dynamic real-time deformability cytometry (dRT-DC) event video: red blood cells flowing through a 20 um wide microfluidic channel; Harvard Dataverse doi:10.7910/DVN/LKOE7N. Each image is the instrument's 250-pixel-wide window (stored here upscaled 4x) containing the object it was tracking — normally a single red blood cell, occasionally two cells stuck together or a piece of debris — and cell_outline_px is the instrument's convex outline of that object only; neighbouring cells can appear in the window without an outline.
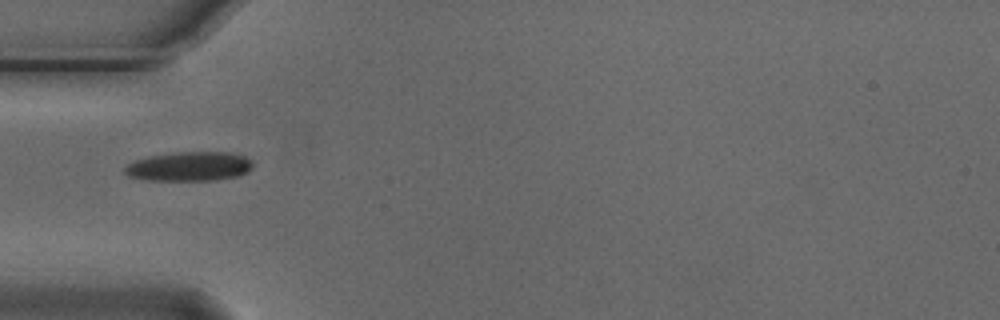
{"species": "Egyptian fruit bat (a non-hibernating species)", "species_latin": "Rousettus aegyptiacus", "temperature_condition": "cold", "stored_images_in_passage": 3, "camera_frame_rate_fps": 3000, "um_per_image_px": 0.085, "animal": {"sex": "male"}, "frame": {"image": 1, "passage_image": 1, "time_ms": 0.0, "image_size_px": [1000, 320], "cell_outline_px": [[252, 168], [248, 172], [240, 176], [216, 180], [148, 180], [128, 176], [124, 172], [124, 168], [128, 164], [136, 160], [152, 156], [176, 152], [228, 152], [244, 156], [252, 160]], "centroid_in_image_um": [16.13, 14.15], "position_along_channel_um": 68.9, "area_um2": 21.85}}
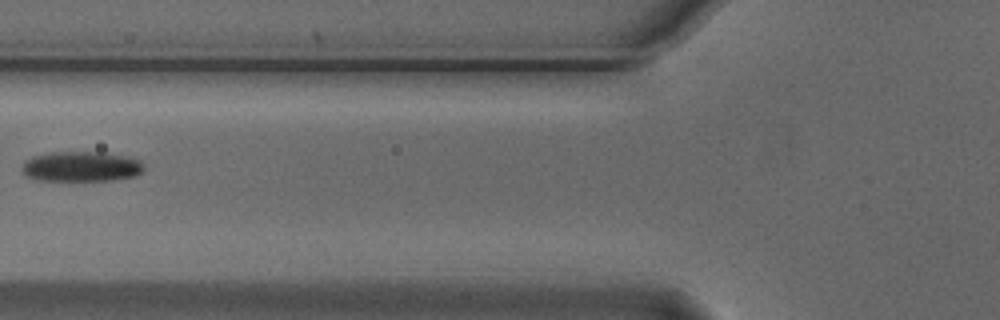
{"frame": {"image": 2, "passage_image": 2, "time_ms": 0.333, "image_size_px": [1000, 320], "cell_outline_px": [[144, 168], [136, 176], [116, 180], [36, 180], [24, 176], [20, 168], [32, 156], [52, 152], [104, 152], [124, 156], [140, 160], [144, 164]], "centroid_in_image_um": [6.9, 14.16], "position_along_channel_um": 118.9, "area_um2": 21.5}}
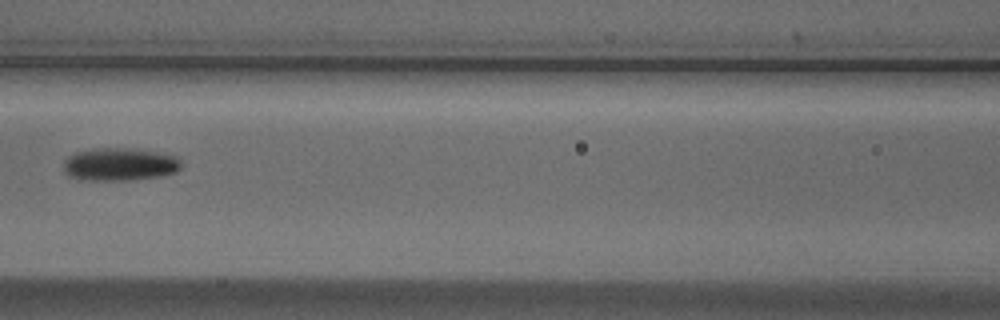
{"frame": {"image": 3, "passage_image": 3, "time_ms": 0.667, "image_size_px": [1000, 320], "cell_outline_px": [[180, 168], [176, 172], [160, 176], [128, 180], [76, 180], [68, 176], [64, 172], [64, 160], [68, 156], [76, 152], [96, 148], [124, 148], [152, 152], [176, 156], [180, 160]], "centroid_in_image_um": [10.1, 13.98], "position_along_channel_um": 156.5, "area_um2": 22.43}}